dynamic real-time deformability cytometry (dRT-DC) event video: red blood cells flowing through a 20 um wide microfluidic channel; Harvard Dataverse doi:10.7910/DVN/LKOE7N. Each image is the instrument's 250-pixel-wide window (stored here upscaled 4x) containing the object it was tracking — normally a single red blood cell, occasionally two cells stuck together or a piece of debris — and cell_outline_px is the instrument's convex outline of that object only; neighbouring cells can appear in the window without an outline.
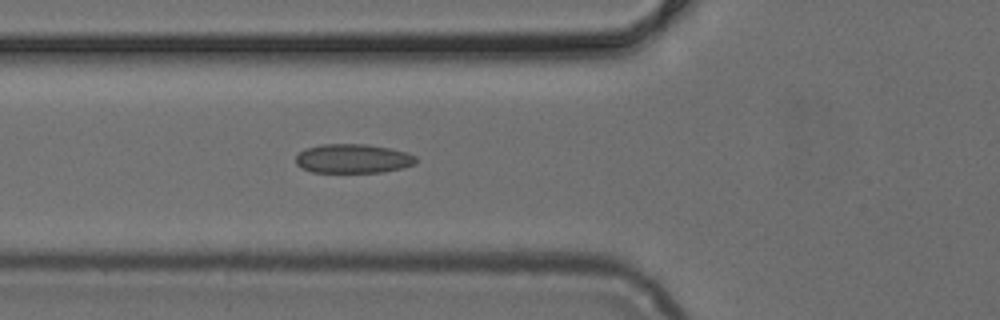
{"species": "common noctule bat (a hibernating species)", "species_latin": "Nyctalus noctula", "temperature_condition": "cold", "stored_images_in_passage": 20, "camera_frame_rate_fps": 3000, "um_per_image_px": 0.085, "animal": {"sex": "female", "body_mass_g": 24.6, "forearm_length_mm": 56.2}, "frame": {"image": 1, "passage_image": 7, "time_ms": 2.0, "image_size_px": [1000, 320], "cell_outline_px": [[416, 164], [404, 168], [384, 172], [312, 172], [300, 168], [296, 164], [296, 156], [304, 148], [320, 144], [364, 144], [388, 148], [408, 152], [416, 156]], "centroid_in_image_um": [30.0, 13.48], "position_along_channel_um": 95.8, "area_um2": 20.63}}
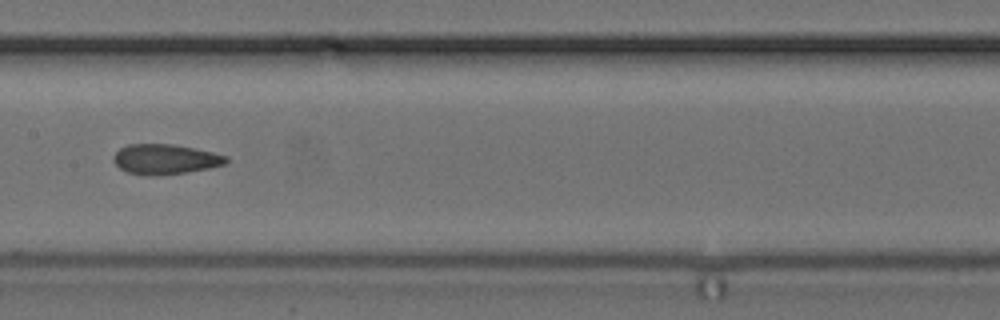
{"frame": {"image": 2, "passage_image": 14, "time_ms": 4.333, "image_size_px": [1000, 320], "cell_outline_px": [[228, 160], [224, 164], [208, 168], [184, 172], [156, 176], [148, 176], [128, 172], [120, 168], [112, 160], [116, 152], [120, 148], [128, 144], [172, 144], [212, 152], [228, 156]], "centroid_in_image_um": [14.01, 13.53], "position_along_channel_um": 193.4, "area_um2": 19.54}}
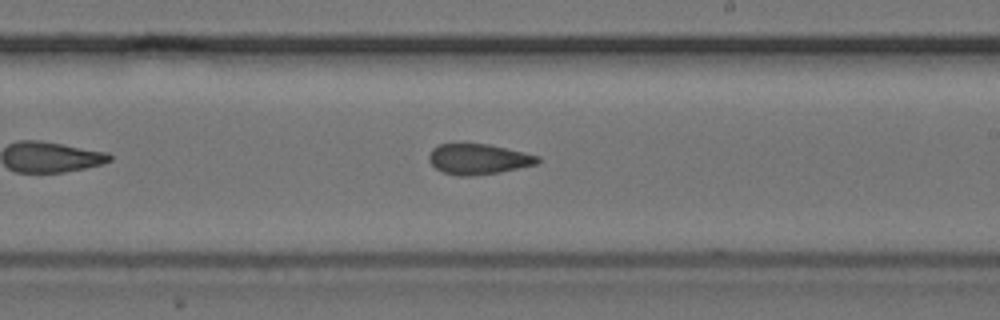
{"frame": {"image": 3, "passage_image": 18, "time_ms": 5.667, "image_size_px": [1000, 320], "cell_outline_px": [[540, 160], [536, 164], [500, 172], [472, 176], [456, 176], [444, 172], [436, 168], [428, 160], [428, 156], [432, 148], [440, 144], [488, 144], [524, 152], [540, 156]], "centroid_in_image_um": [40.65, 13.53], "position_along_channel_um": 248.3, "area_um2": 19.25}}